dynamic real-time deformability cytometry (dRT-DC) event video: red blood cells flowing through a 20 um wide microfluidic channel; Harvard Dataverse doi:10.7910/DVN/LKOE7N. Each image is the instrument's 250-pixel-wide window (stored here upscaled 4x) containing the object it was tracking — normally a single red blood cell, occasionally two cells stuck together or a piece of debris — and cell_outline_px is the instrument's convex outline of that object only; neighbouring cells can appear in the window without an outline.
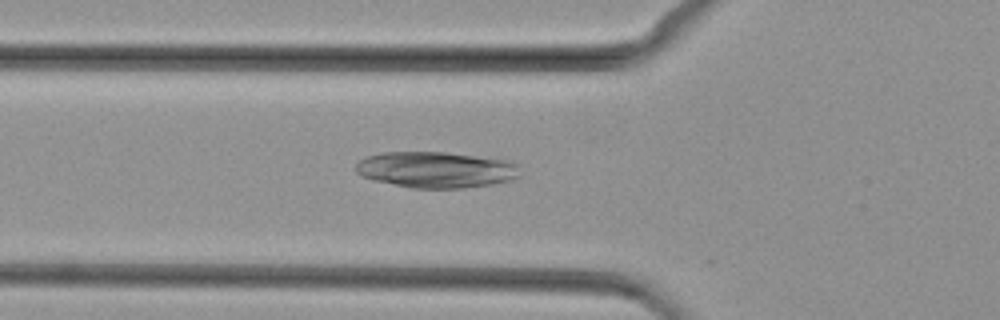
{"species": "common noctule bat (a hibernating species)", "species_latin": "Nyctalus noctula", "temperature_condition": "cold", "stored_images_in_passage": 48, "camera_frame_rate_fps": 3000, "um_per_image_px": 0.085, "animal": {"sex": "female", "body_mass_g": 29.2, "forearm_length_mm": 56.3}, "frame": {"image": 1, "passage_image": 17, "time_ms": 5.333, "image_size_px": [1000, 320], "cell_outline_px": [[520, 176], [508, 180], [492, 184], [464, 188], [412, 188], [372, 180], [360, 176], [356, 172], [356, 164], [364, 156], [384, 152], [444, 152], [512, 160], [520, 164]], "centroid_in_image_um": [37.08, 14.42], "position_along_channel_um": 88.7, "area_um2": 34.97}}
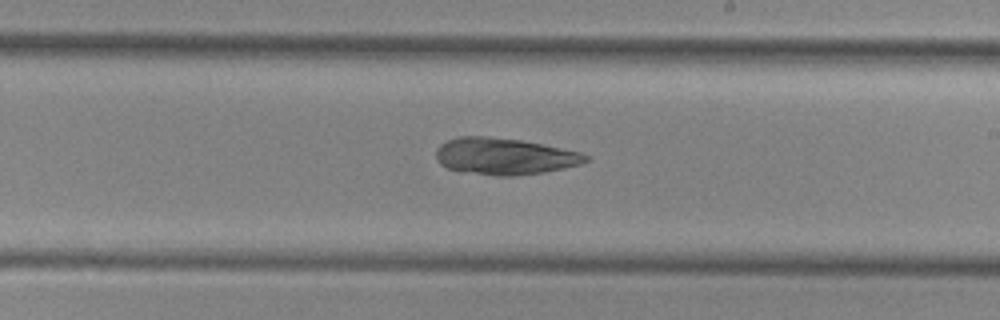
{"frame": {"image": 2, "passage_image": 28, "time_ms": 9.0, "image_size_px": [1000, 320], "cell_outline_px": [[592, 156], [588, 160], [580, 164], [564, 168], [544, 172], [516, 176], [496, 176], [460, 172], [448, 168], [440, 164], [436, 160], [436, 148], [440, 144], [448, 140], [460, 136], [488, 136], [520, 140], [544, 144], [580, 152]], "centroid_in_image_um": [42.87, 13.29], "position_along_channel_um": 246.1, "area_um2": 32.31}}
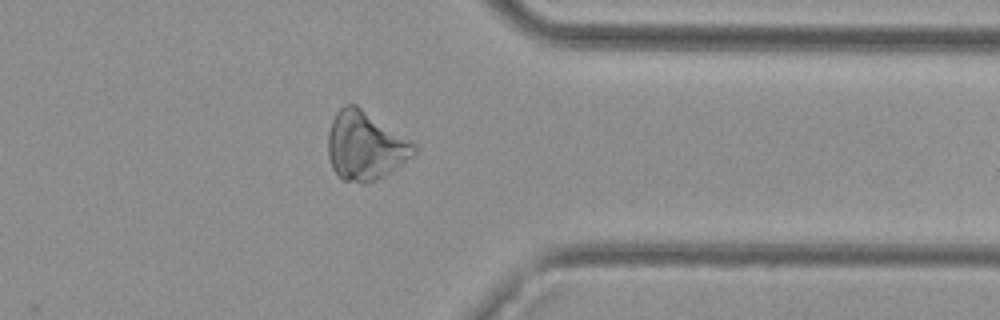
{"frame": {"image": 3, "passage_image": 38, "time_ms": 12.333, "image_size_px": [1000, 320], "cell_outline_px": [[416, 152], [412, 156], [392, 172], [384, 176], [364, 184], [340, 180], [336, 176], [332, 168], [328, 156], [328, 132], [332, 120], [336, 112], [344, 104], [356, 104], [412, 140], [416, 144]], "centroid_in_image_um": [31.04, 12.4], "position_along_channel_um": 380.4, "area_um2": 34.85}}